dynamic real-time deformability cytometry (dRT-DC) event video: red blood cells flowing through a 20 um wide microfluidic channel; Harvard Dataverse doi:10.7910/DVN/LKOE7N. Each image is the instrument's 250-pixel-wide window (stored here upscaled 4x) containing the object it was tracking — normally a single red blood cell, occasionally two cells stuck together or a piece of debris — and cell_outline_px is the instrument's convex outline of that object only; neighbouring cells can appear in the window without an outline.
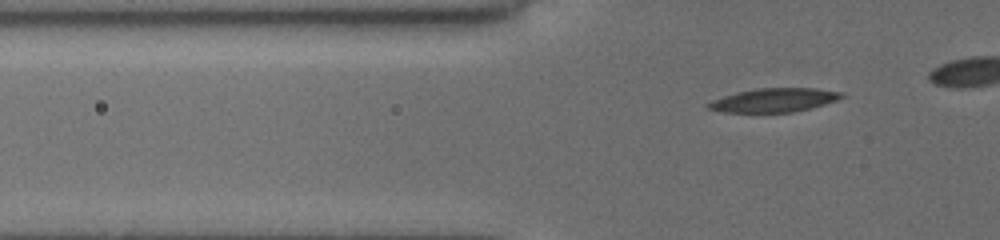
{"species": "common noctule bat (a hibernating species)", "species_latin": "Nyctalus noctula", "temperature_condition": "cold", "stored_images_in_passage": 33, "camera_frame_rate_fps": 3000, "um_per_image_px": 0.085, "animal": {"sex": "female", "body_mass_g": 19.5, "forearm_length_mm": 54.1}, "frame": {"image": 1, "passage_image": 4, "time_ms": 1.0, "image_size_px": [1000, 240], "cell_outline_px": [[844, 96], [836, 100], [812, 108], [792, 112], [724, 112], [708, 108], [704, 104], [724, 96], [740, 92], [760, 88], [812, 88], [840, 92]], "centroid_in_image_um": [65.79, 8.52], "position_along_channel_um": 60.0, "area_um2": 18.09}}
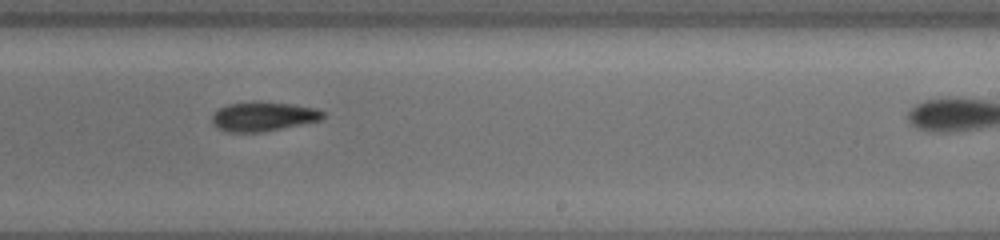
{"frame": {"image": 2, "passage_image": 21, "time_ms": 6.667, "image_size_px": [1000, 240], "cell_outline_px": [[324, 116], [320, 120], [260, 132], [228, 132], [212, 124], [212, 116], [220, 108], [228, 104], [292, 104], [312, 108], [324, 112]], "centroid_in_image_um": [22.35, 9.94], "position_along_channel_um": 266.6, "area_um2": 17.8}}
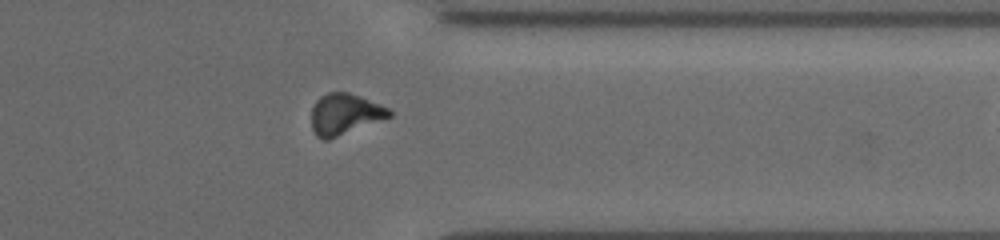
{"frame": {"image": 3, "passage_image": 30, "time_ms": 9.667, "image_size_px": [1000, 240], "cell_outline_px": [[392, 116], [328, 140], [324, 140], [316, 136], [312, 128], [312, 108], [316, 100], [320, 96], [328, 92], [348, 92], [360, 96], [380, 104], [388, 108], [392, 112]], "centroid_in_image_um": [29.29, 9.7], "position_along_channel_um": 382.1, "area_um2": 18.55}}